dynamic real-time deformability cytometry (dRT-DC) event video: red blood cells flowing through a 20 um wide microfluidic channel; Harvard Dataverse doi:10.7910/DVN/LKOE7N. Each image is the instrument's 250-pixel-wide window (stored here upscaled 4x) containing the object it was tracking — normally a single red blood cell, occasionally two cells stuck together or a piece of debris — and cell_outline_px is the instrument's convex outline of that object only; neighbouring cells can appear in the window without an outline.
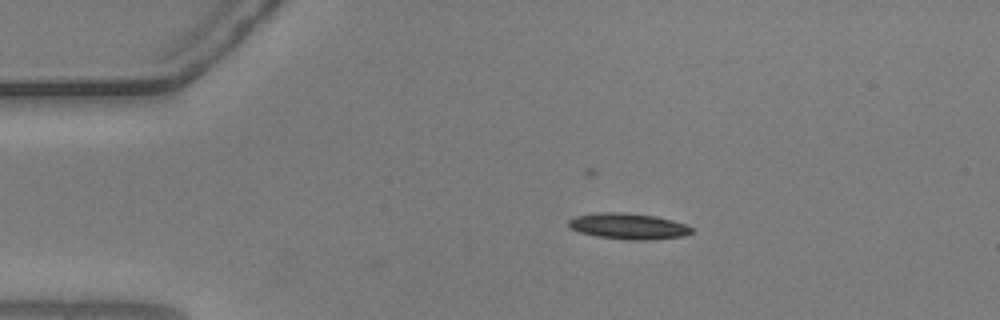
{"species": "common noctule bat (a hibernating species)", "species_latin": "Nyctalus noctula", "temperature_condition": "warm", "stored_images_in_passage": 46, "camera_frame_rate_fps": 3000, "um_per_image_px": 0.085, "animal": {"sex": "male", "body_mass_g": 20.5, "forearm_length_mm": 52.5}, "frame": {"image": 1, "passage_image": 2, "time_ms": 0.333, "image_size_px": [1000, 320], "cell_outline_px": [[692, 232], [684, 236], [648, 240], [628, 240], [596, 236], [580, 232], [572, 228], [568, 224], [568, 220], [576, 216], [596, 212], [620, 212], [656, 216], [672, 220], [684, 224], [692, 228]], "centroid_in_image_um": [53.4, 19.22], "position_along_channel_um": 31.6, "area_um2": 18.55}}
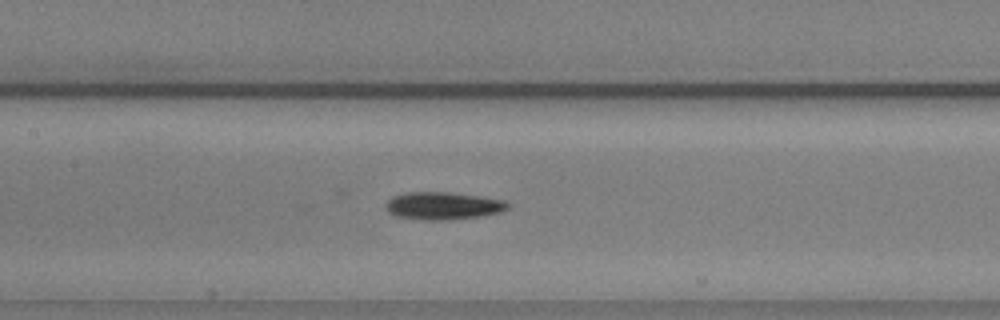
{"frame": {"image": 2, "passage_image": 17, "time_ms": 5.333, "image_size_px": [1000, 320], "cell_outline_px": [[512, 204], [508, 208], [500, 212], [476, 216], [440, 220], [428, 220], [396, 216], [388, 212], [384, 204], [392, 196], [404, 192], [448, 192], [480, 196], [504, 200]], "centroid_in_image_um": [37.63, 17.47], "position_along_channel_um": 169.8, "area_um2": 19.48}}
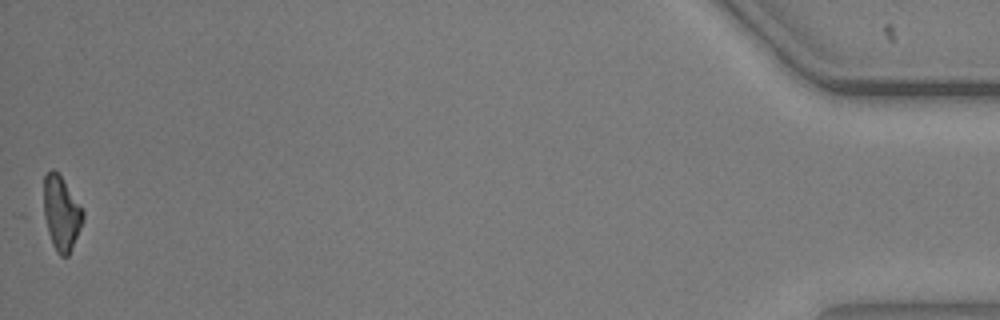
{"frame": {"image": 3, "passage_image": 46, "time_ms": 15.0, "image_size_px": [1000, 320], "cell_outline_px": [[84, 220], [72, 248], [68, 256], [60, 256], [56, 252], [52, 244], [40, 216], [44, 176], [52, 168], [60, 176], [84, 212]], "centroid_in_image_um": [5.13, 18.16], "position_along_channel_um": 430.1, "area_um2": 17.63}, "authors_computed_cell_mechanics": {"area_um2": 18.5249, "velocity_mm_per_s": 3.6834, "shape_relaxation_time_tau1_ms": null, "shape_relaxation_time_tau2_ms": 5.6807, "deformation_change_tau1": null, "deformation_change_tau2": 0.1157}}